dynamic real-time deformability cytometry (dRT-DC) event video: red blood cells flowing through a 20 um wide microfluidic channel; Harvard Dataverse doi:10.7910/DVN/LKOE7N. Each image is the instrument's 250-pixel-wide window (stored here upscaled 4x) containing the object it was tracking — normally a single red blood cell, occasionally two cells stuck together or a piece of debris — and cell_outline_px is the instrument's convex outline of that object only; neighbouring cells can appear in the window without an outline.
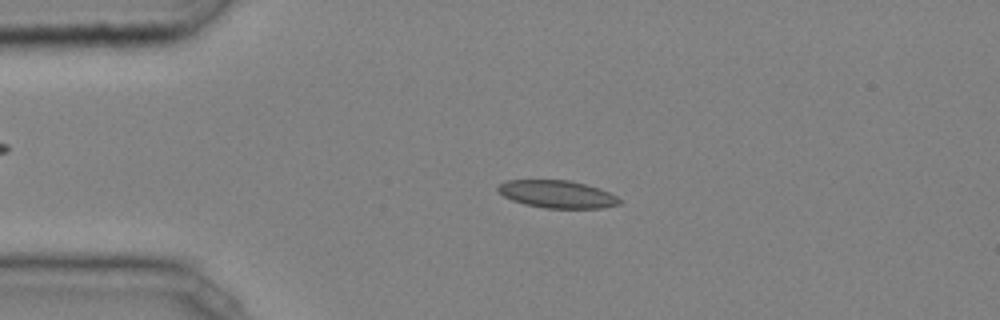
{"species": "common noctule bat (a hibernating species)", "species_latin": "Nyctalus noctula", "temperature_condition": "cold", "stored_images_in_passage": 46, "camera_frame_rate_fps": 3000, "um_per_image_px": 0.085, "animal": {"sex": "male", "body_mass_g": 20.4}, "frame": {"image": 1, "passage_image": 10, "time_ms": 3.0, "image_size_px": [1000, 320], "cell_outline_px": [[620, 204], [604, 208], [544, 208], [524, 204], [512, 200], [504, 196], [496, 188], [500, 184], [508, 180], [568, 180], [600, 188], [616, 196], [620, 200]], "centroid_in_image_um": [47.36, 16.51], "position_along_channel_um": 37.6, "area_um2": 19.42}}
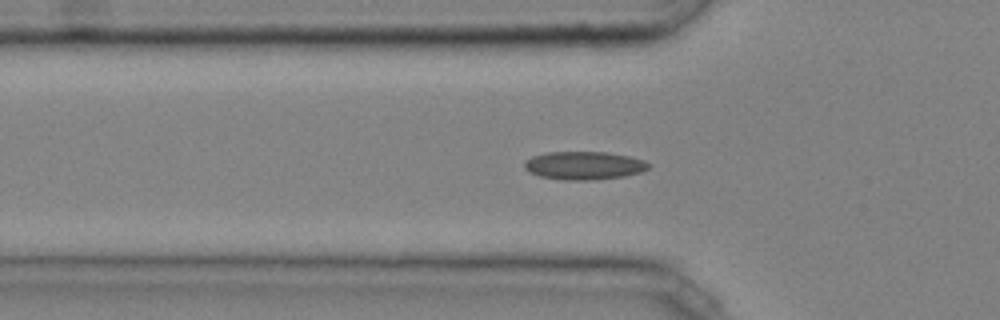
{"frame": {"image": 2, "passage_image": 15, "time_ms": 4.667, "image_size_px": [1000, 320], "cell_outline_px": [[648, 168], [640, 172], [624, 176], [588, 180], [564, 180], [540, 176], [528, 172], [524, 168], [524, 160], [532, 156], [548, 152], [604, 152], [628, 156], [644, 160], [648, 164]], "centroid_in_image_um": [49.58, 14.06], "position_along_channel_um": 76.2, "area_um2": 20.23}}
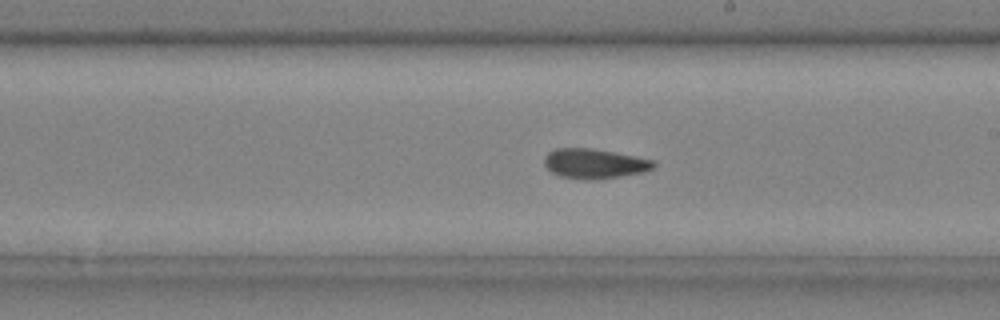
{"frame": {"image": 3, "passage_image": 27, "time_ms": 8.667, "image_size_px": [1000, 320], "cell_outline_px": [[656, 164], [652, 168], [644, 172], [620, 176], [592, 180], [584, 180], [560, 176], [552, 172], [544, 164], [544, 156], [548, 152], [556, 148], [592, 148], [656, 160]], "centroid_in_image_um": [50.52, 13.9], "position_along_channel_um": 238.5, "area_um2": 19.02}, "authors_computed_cell_mechanics": {"area_um2": 18.7561, "velocity_mm_per_s": 4.0513, "shape_relaxation_time_tau1_ms": 7.7394, "shape_relaxation_time_tau2_ms": 2.0597, "deformation_change_tau1": 0.1622, "deformation_change_tau2": 0.0841}}